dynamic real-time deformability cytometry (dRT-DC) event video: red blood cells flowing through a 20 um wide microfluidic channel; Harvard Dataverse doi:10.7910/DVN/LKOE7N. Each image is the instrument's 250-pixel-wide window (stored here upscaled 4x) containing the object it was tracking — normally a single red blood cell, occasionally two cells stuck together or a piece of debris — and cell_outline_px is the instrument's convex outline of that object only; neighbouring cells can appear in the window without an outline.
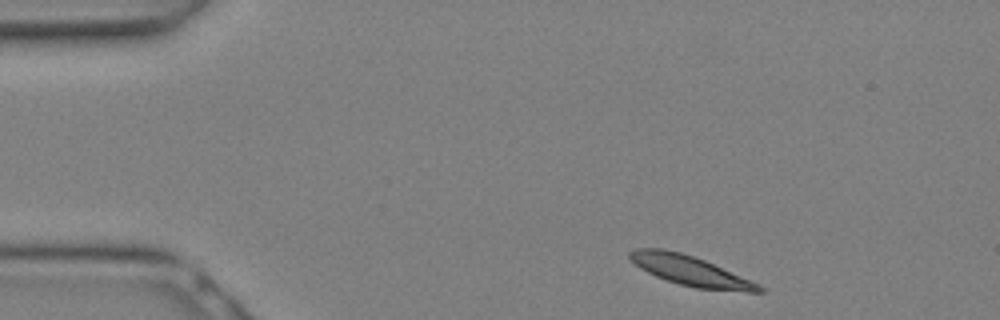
{"species": "Egyptian fruit bat (a non-hibernating species)", "species_latin": "Rousettus aegyptiacus", "temperature_condition": "warm", "stored_images_in_passage": 7, "camera_frame_rate_fps": 3000, "um_per_image_px": 0.085, "animal": {"sex": "female"}, "frame": {"image": 1, "passage_image": 1, "time_ms": 0.0, "image_size_px": [1000, 320], "cell_outline_px": [[764, 292], [748, 292], [696, 288], [680, 284], [656, 276], [640, 268], [628, 256], [628, 252], [636, 248], [664, 248], [680, 252], [704, 260], [760, 284], [764, 288]], "centroid_in_image_um": [58.69, 23.01], "position_along_channel_um": 26.3, "area_um2": 22.25}}
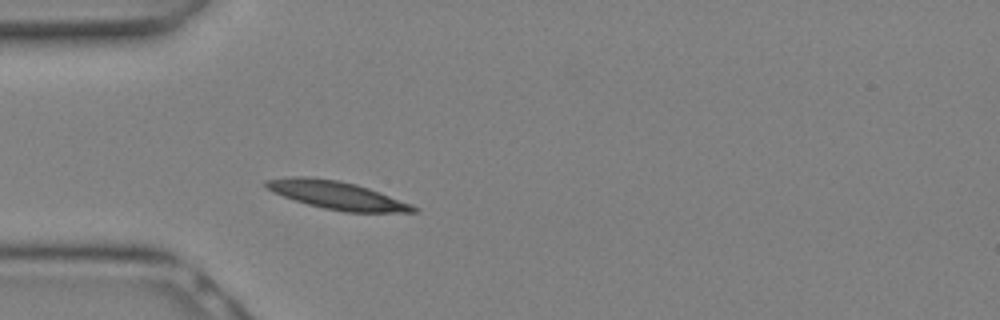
{"frame": {"image": 2, "passage_image": 5, "time_ms": 1.333, "image_size_px": [1000, 320], "cell_outline_px": [[420, 208], [416, 212], [344, 212], [324, 208], [308, 204], [284, 196], [268, 188], [264, 184], [264, 180], [292, 176], [304, 176], [340, 180], [356, 184], [368, 188], [412, 204]], "centroid_in_image_um": [28.67, 16.59], "position_along_channel_um": 56.3, "area_um2": 23.81}}
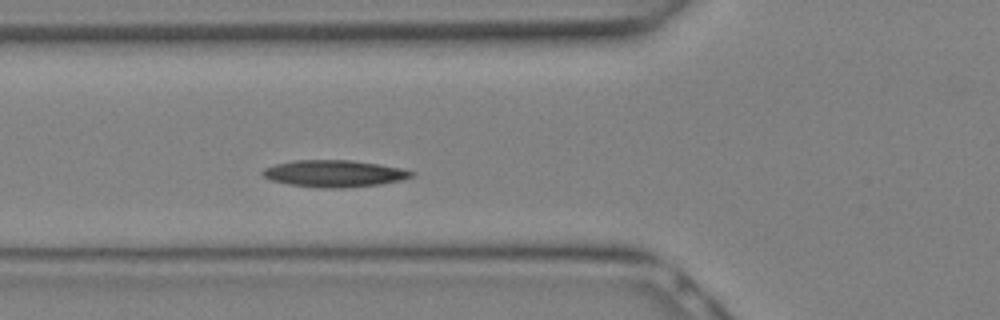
{"frame": {"image": 3, "passage_image": 7, "time_ms": 2.0, "image_size_px": [1000, 320], "cell_outline_px": [[416, 172], [412, 176], [400, 180], [380, 184], [344, 188], [316, 188], [288, 184], [272, 180], [264, 176], [260, 172], [264, 168], [276, 164], [296, 160], [352, 160], [380, 164], [400, 168]], "centroid_in_image_um": [28.4, 14.75], "position_along_channel_um": 97.4, "area_um2": 23.29}}